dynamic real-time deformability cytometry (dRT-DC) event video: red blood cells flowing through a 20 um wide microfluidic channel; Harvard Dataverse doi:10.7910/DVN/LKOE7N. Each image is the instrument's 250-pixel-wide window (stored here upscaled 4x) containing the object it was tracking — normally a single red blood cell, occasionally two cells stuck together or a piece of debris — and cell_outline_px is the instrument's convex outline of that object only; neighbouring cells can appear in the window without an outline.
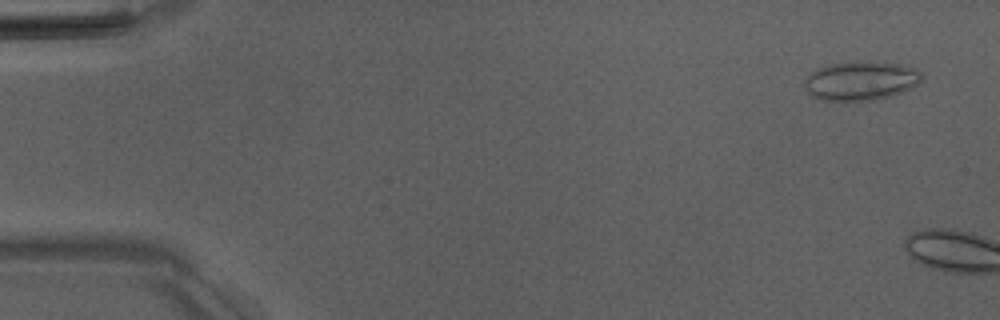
{"species": "Egyptian fruit bat (a non-hibernating species)", "species_latin": "Rousettus aegyptiacus", "temperature_condition": "room temperature", "stored_images_in_passage": 6, "camera_frame_rate_fps": 3000, "um_per_image_px": 0.085, "animal": {"sex": "male"}, "frame": {"image": 1, "passage_image": 3, "time_ms": 0.667, "image_size_px": [1000, 320], "cell_outline_px": [[920, 80], [912, 88], [892, 96], [876, 100], [820, 100], [812, 96], [804, 88], [804, 80], [816, 68], [828, 64], [896, 64], [916, 68], [920, 72]], "centroid_in_image_um": [73.13, 6.92], "position_along_channel_um": 11.9, "area_um2": 25.78}}